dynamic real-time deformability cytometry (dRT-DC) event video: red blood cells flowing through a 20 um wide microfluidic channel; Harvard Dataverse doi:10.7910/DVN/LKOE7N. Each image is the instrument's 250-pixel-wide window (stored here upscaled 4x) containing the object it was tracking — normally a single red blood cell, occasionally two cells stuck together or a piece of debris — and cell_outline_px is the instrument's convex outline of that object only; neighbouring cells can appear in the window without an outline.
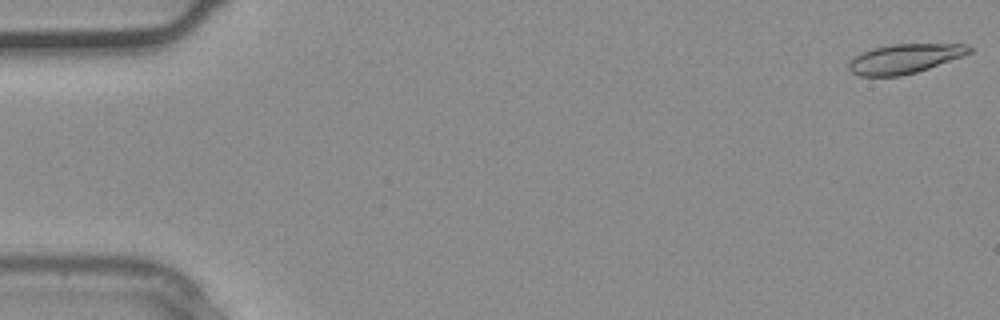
{"species": "common noctule bat (a hibernating species)", "species_latin": "Nyctalus noctula", "temperature_condition": "warm", "stored_images_in_passage": 37, "camera_frame_rate_fps": 3000, "um_per_image_px": 0.085, "animal": {"sex": "male", "body_mass_g": 20.4}, "frame": {"image": 1, "passage_image": 1, "time_ms": 0.0, "image_size_px": [1000, 320], "cell_outline_px": [[972, 52], [964, 56], [916, 72], [900, 76], [860, 76], [852, 72], [848, 68], [848, 60], [860, 52], [872, 48], [892, 44], [968, 44], [972, 48]], "centroid_in_image_um": [76.87, 4.98], "position_along_channel_um": 8.1, "area_um2": 20.81}}
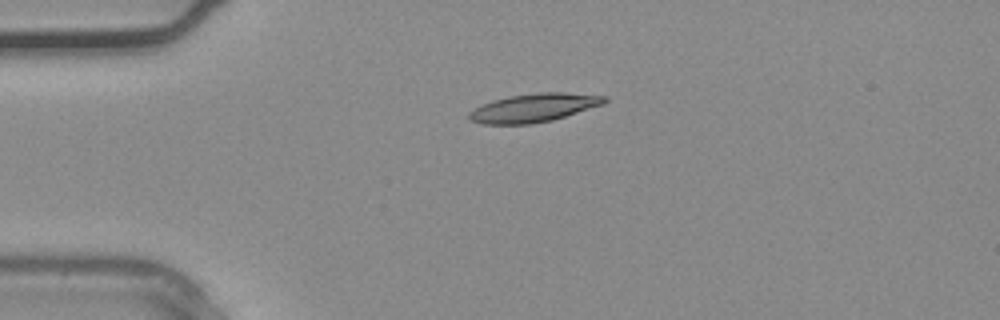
{"frame": {"image": 2, "passage_image": 9, "time_ms": 2.667, "image_size_px": [1000, 320], "cell_outline_px": [[608, 100], [604, 104], [552, 120], [532, 124], [484, 124], [468, 120], [468, 112], [492, 100], [508, 96], [536, 92], [564, 92], [608, 96]], "centroid_in_image_um": [45.38, 9.15], "position_along_channel_um": 39.6, "area_um2": 22.54}}
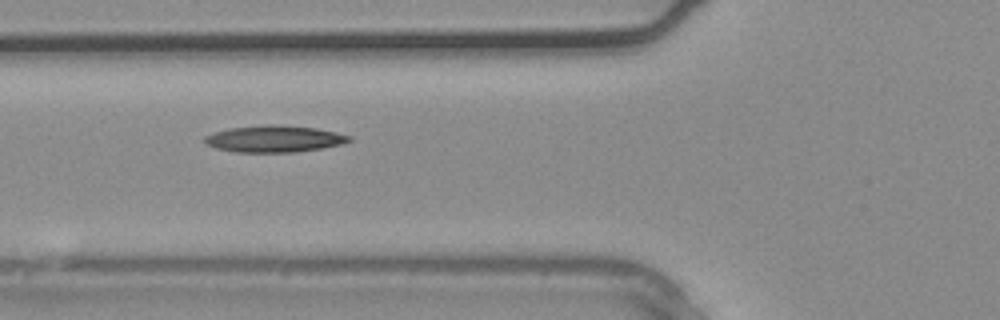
{"frame": {"image": 3, "passage_image": 14, "time_ms": 4.333, "image_size_px": [1000, 320], "cell_outline_px": [[352, 140], [340, 144], [324, 148], [296, 152], [236, 152], [216, 148], [204, 144], [204, 136], [228, 128], [276, 124], [316, 128], [352, 136]], "centroid_in_image_um": [23.31, 11.81], "position_along_channel_um": 102.5, "area_um2": 22.43}}